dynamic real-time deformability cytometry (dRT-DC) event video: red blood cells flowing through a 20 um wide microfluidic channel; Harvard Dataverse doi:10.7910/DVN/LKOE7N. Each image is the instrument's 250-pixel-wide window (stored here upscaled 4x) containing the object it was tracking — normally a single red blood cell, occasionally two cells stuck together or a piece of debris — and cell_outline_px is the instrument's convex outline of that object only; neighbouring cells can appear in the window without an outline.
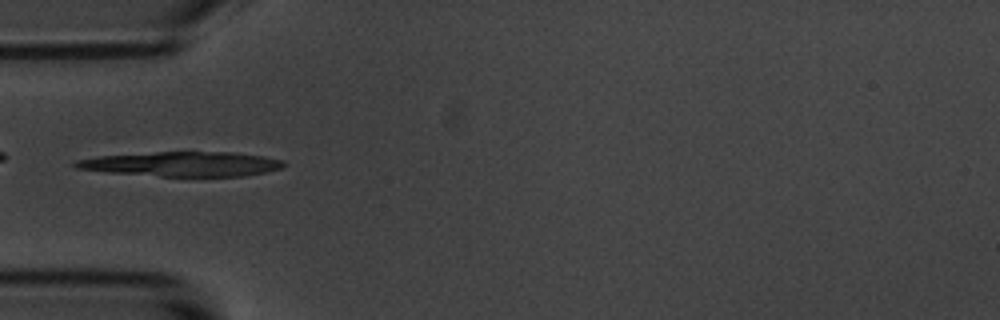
{"species": "common noctule bat (a hibernating species)", "species_latin": "Nyctalus noctula", "temperature_condition": "room temperature", "stored_images_in_passage": 7, "camera_frame_rate_fps": 3000, "um_per_image_px": 0.085, "animal": {"sex": "male", "body_mass_g": 20.1, "forearm_length_mm": 53.5}, "frame": {"image": 1, "passage_image": 5, "time_ms": 4.667, "image_size_px": [1000, 320], "cell_outline_px": [[288, 164], [284, 168], [244, 176], [160, 176], [108, 172], [76, 168], [72, 164], [76, 160], [100, 156], [156, 152], [232, 152], [264, 156], [284, 160]], "centroid_in_image_um": [15.56, 13.94], "position_along_channel_um": 69.4, "area_um2": 29.82}}
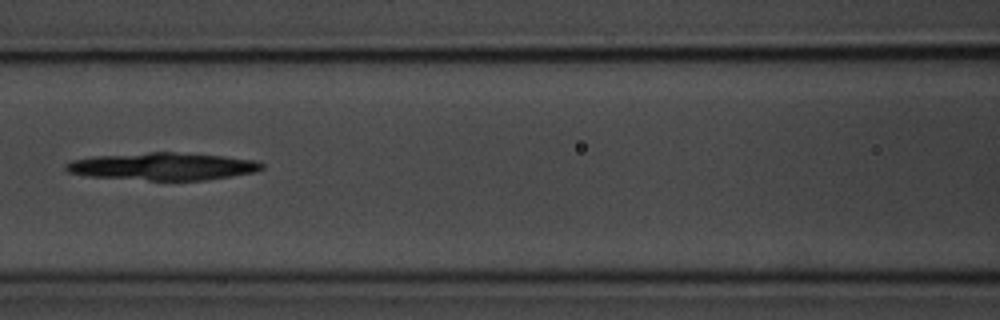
{"frame": {"image": 2, "passage_image": 7, "time_ms": 7.0, "image_size_px": [1000, 320], "cell_outline_px": [[264, 168], [252, 172], [204, 180], [148, 180], [88, 176], [68, 172], [64, 168], [64, 164], [72, 160], [92, 156], [148, 152], [172, 152], [224, 156], [256, 160], [264, 164]], "centroid_in_image_um": [13.79, 14.13], "position_along_channel_um": 152.8, "area_um2": 31.21}}